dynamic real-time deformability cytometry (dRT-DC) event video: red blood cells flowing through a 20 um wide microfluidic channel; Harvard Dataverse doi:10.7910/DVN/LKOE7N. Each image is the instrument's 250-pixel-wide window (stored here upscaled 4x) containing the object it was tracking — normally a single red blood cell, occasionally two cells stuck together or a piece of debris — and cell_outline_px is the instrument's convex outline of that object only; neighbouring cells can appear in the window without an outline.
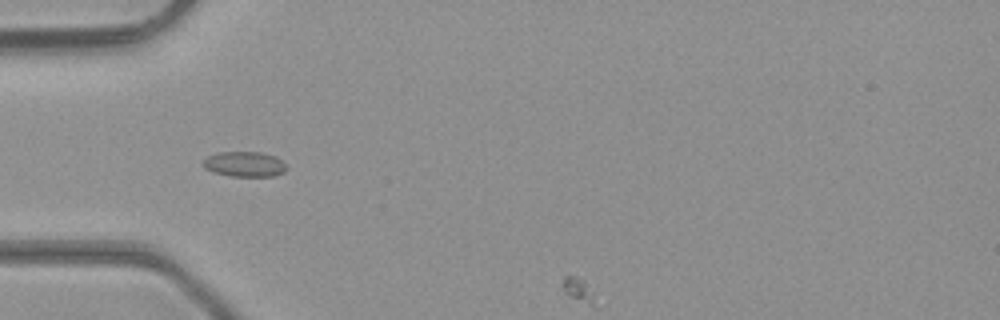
{"species": "common noctule bat (a hibernating species)", "species_latin": "Nyctalus noctula", "temperature_condition": "room temperature", "stored_images_in_passage": 7, "camera_frame_rate_fps": 3000, "um_per_image_px": 0.085, "animal": {"sex": "male", "body_mass_g": 23.1, "forearm_length_mm": 52.7}, "frame": {"image": 1, "passage_image": 4, "time_ms": 1.0, "image_size_px": [1000, 320], "cell_outline_px": [[288, 168], [284, 172], [272, 176], [232, 176], [212, 172], [204, 168], [204, 160], [208, 156], [216, 152], [260, 152], [276, 156]], "centroid_in_image_um": [20.78, 13.95], "position_along_channel_um": 64.2, "area_um2": 12.2}}